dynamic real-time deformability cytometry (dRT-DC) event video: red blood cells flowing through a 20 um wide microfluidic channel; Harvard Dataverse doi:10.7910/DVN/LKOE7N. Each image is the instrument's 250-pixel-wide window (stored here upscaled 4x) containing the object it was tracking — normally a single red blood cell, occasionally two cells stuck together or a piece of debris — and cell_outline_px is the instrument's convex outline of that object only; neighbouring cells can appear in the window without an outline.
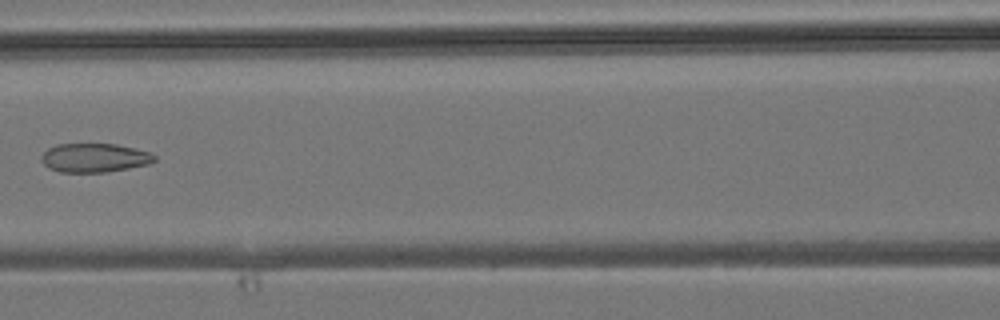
{"species": "common noctule bat (a hibernating species)", "species_latin": "Nyctalus noctula", "temperature_condition": "room temperature", "stored_images_in_passage": 6, "camera_frame_rate_fps": 3000, "um_per_image_px": 0.085, "animal": {"sex": "male", "body_mass_g": 19.2, "forearm_length_mm": 51.8}, "frame": {"image": 1, "passage_image": 6, "time_ms": 5.667, "image_size_px": [1000, 320], "cell_outline_px": [[156, 160], [148, 164], [128, 168], [104, 172], [60, 172], [48, 168], [40, 160], [40, 156], [48, 148], [56, 144], [116, 144], [152, 152], [156, 156]], "centroid_in_image_um": [8.02, 13.41], "position_along_channel_um": 158.6, "area_um2": 19.13}}